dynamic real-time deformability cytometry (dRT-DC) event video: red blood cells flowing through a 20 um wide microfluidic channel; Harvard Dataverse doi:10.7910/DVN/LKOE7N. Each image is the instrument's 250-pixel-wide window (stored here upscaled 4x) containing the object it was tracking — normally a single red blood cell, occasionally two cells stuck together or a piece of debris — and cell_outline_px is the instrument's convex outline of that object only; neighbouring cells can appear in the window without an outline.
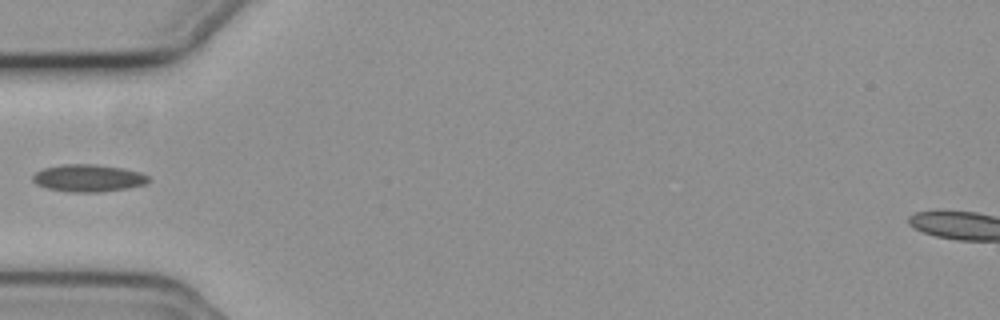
{"species": "common noctule bat (a hibernating species)", "species_latin": "Nyctalus noctula", "temperature_condition": "cold", "stored_images_in_passage": 30, "camera_frame_rate_fps": 3000, "um_per_image_px": 0.085, "animal": {"sex": "female", "body_mass_g": 19.3, "forearm_length_mm": 54.1}, "frame": {"image": 1, "passage_image": 1, "time_ms": 0.0, "image_size_px": [1000, 320], "cell_outline_px": [[148, 180], [144, 184], [124, 188], [100, 192], [72, 192], [48, 188], [36, 184], [32, 180], [32, 176], [36, 172], [44, 168], [64, 164], [96, 164], [120, 168], [140, 172], [148, 176]], "centroid_in_image_um": [7.46, 15.13], "position_along_channel_um": 77.5, "area_um2": 18.09}}
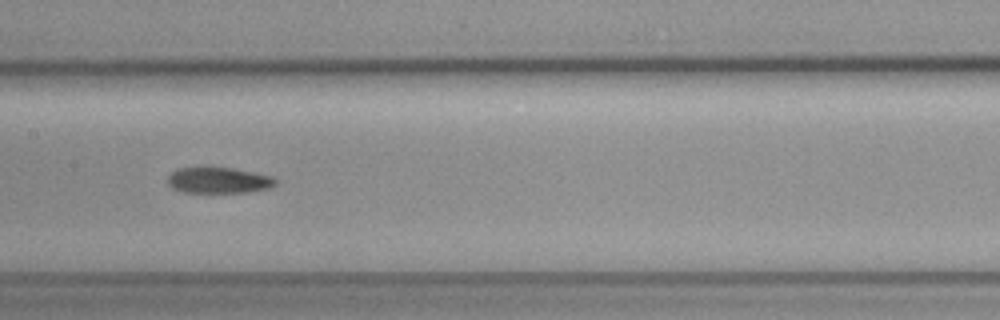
{"frame": {"image": 2, "passage_image": 10, "time_ms": 3.0, "image_size_px": [1000, 320], "cell_outline_px": [[276, 184], [268, 188], [248, 192], [184, 192], [172, 188], [168, 184], [168, 176], [176, 168], [204, 164], [208, 164], [232, 168], [272, 176], [276, 180]], "centroid_in_image_um": [18.51, 15.27], "position_along_channel_um": 188.9, "area_um2": 16.94}}
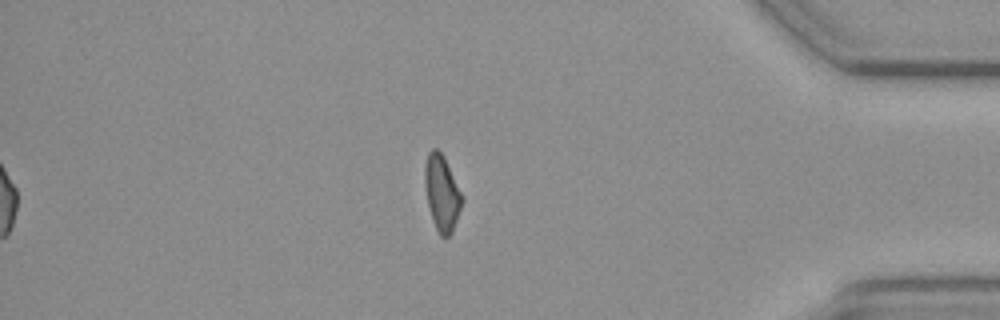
{"frame": {"image": 3, "passage_image": 30, "time_ms": 9.667, "image_size_px": [1000, 320], "cell_outline_px": [[464, 200], [452, 232], [448, 236], [440, 236], [436, 228], [428, 204], [424, 184], [424, 168], [428, 152], [432, 148], [436, 148], [444, 156], [464, 196]], "centroid_in_image_um": [37.57, 16.37], "position_along_channel_um": 397.6, "area_um2": 16.47}}